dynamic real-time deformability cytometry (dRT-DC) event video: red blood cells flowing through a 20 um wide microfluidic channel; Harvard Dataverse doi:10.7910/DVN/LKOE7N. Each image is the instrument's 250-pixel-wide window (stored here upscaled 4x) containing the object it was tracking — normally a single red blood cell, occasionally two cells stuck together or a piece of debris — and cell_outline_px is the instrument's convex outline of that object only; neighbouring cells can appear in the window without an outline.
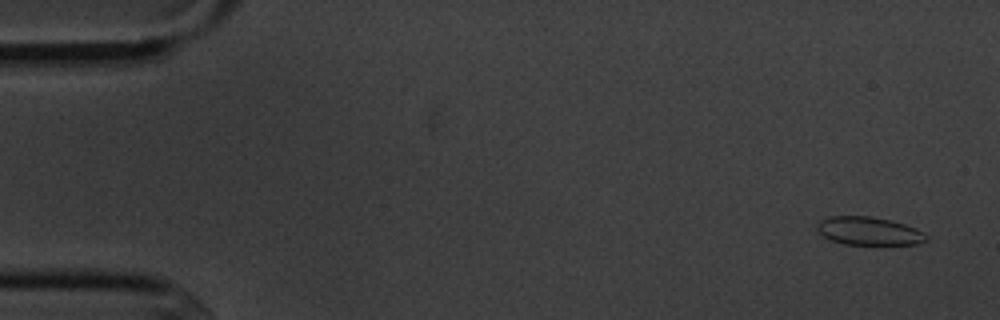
{"species": "common noctule bat (a hibernating species)", "species_latin": "Nyctalus noctula", "temperature_condition": "cold", "stored_images_in_passage": 4, "camera_frame_rate_fps": 3000, "um_per_image_px": 0.085, "animal": {"sex": "male", "body_mass_g": 20.1, "forearm_length_mm": 53.5}, "frame": {"image": 1, "passage_image": 1, "time_ms": 0.0, "image_size_px": [1000, 320], "cell_outline_px": [[928, 240], [916, 244], [844, 244], [832, 240], [824, 236], [816, 228], [816, 224], [820, 220], [832, 216], [872, 216], [892, 220], [916, 228], [924, 232], [928, 236]], "centroid_in_image_um": [73.88, 19.62], "position_along_channel_um": 11.1, "area_um2": 17.92}}